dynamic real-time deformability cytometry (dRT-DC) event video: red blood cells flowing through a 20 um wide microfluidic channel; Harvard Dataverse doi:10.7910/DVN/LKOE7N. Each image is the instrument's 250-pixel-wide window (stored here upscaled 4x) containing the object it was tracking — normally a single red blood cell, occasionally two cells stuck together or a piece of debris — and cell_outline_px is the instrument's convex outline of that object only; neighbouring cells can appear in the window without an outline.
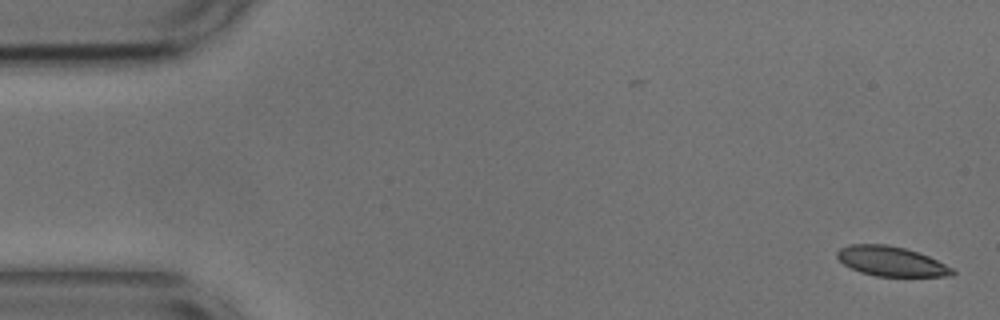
{"species": "common noctule bat (a hibernating species)", "species_latin": "Nyctalus noctula", "temperature_condition": "cold", "stored_images_in_passage": 9, "camera_frame_rate_fps": 3000, "um_per_image_px": 0.085, "animal": {"sex": "male", "body_mass_g": 17.9, "forearm_length_mm": 54.2}, "frame": {"image": 1, "passage_image": 1, "time_ms": 0.0, "image_size_px": [1000, 320], "cell_outline_px": [[956, 272], [952, 276], [876, 276], [860, 272], [844, 264], [836, 256], [836, 252], [840, 248], [848, 244], [888, 244], [904, 248], [928, 256], [952, 268]], "centroid_in_image_um": [75.72, 22.2], "position_along_channel_um": 9.3, "area_um2": 19.83}}